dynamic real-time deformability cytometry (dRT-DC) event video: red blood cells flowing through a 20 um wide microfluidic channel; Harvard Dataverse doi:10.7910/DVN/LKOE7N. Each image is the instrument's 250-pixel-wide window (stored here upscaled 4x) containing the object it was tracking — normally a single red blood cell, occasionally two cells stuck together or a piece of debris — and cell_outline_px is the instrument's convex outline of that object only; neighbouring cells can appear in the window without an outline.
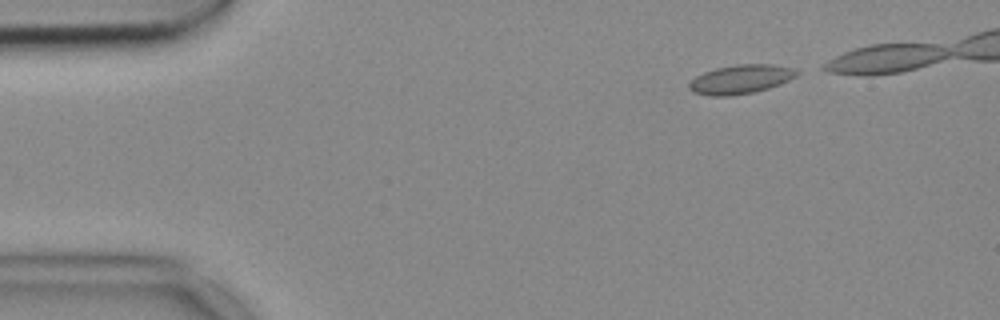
{"species": "common noctule bat (a hibernating species)", "species_latin": "Nyctalus noctula", "temperature_condition": "cold", "stored_images_in_passage": 38, "camera_frame_rate_fps": 3000, "um_per_image_px": 0.085, "animal": {"sex": "female", "body_mass_g": 18.4}, "frame": {"image": 1, "passage_image": 1, "time_ms": 0.0, "image_size_px": [1000, 320], "cell_outline_px": [[800, 72], [796, 76], [780, 84], [756, 92], [728, 96], [708, 96], [692, 92], [688, 88], [688, 84], [696, 76], [704, 72], [716, 68], [736, 64], [772, 64], [796, 68]], "centroid_in_image_um": [62.96, 6.74], "position_along_channel_um": 22.0, "area_um2": 18.38}}
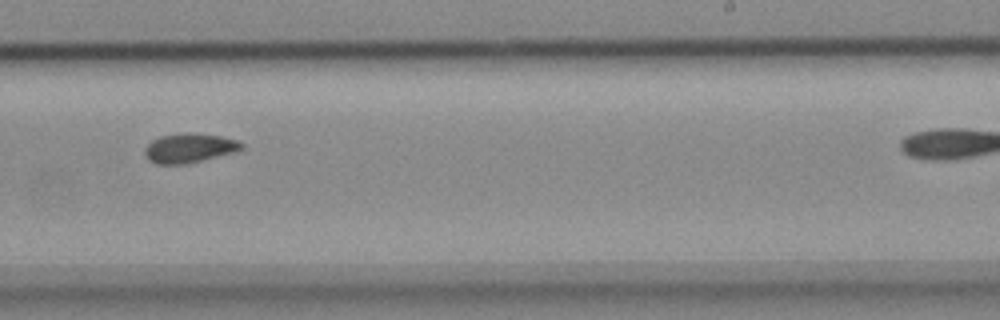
{"frame": {"image": 2, "passage_image": 27, "time_ms": 8.667, "image_size_px": [1000, 320], "cell_outline_px": [[244, 148], [232, 152], [200, 160], [180, 164], [156, 164], [148, 160], [144, 152], [144, 148], [152, 140], [160, 136], [184, 132], [192, 132], [220, 136], [236, 140], [244, 144]], "centroid_in_image_um": [16.04, 12.56], "position_along_channel_um": 273.0, "area_um2": 16.36}}
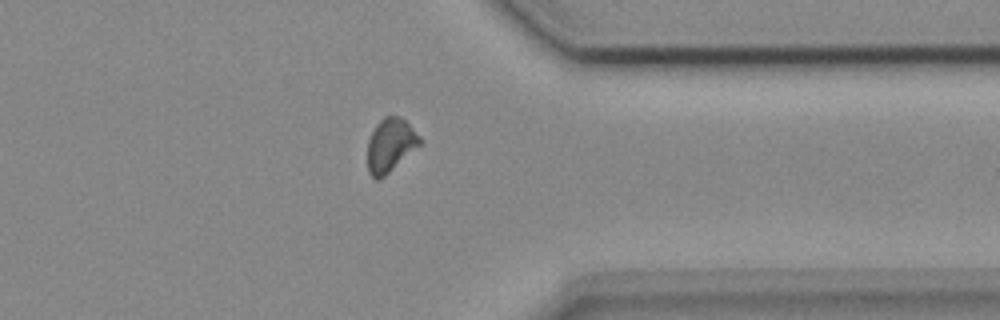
{"frame": {"image": 3, "passage_image": 36, "time_ms": 11.667, "image_size_px": [1000, 320], "cell_outline_px": [[424, 140], [420, 144], [384, 176], [376, 180], [368, 172], [368, 140], [376, 124], [384, 116], [400, 116]], "centroid_in_image_um": [33.17, 12.32], "position_along_channel_um": 378.2, "area_um2": 16.01}}